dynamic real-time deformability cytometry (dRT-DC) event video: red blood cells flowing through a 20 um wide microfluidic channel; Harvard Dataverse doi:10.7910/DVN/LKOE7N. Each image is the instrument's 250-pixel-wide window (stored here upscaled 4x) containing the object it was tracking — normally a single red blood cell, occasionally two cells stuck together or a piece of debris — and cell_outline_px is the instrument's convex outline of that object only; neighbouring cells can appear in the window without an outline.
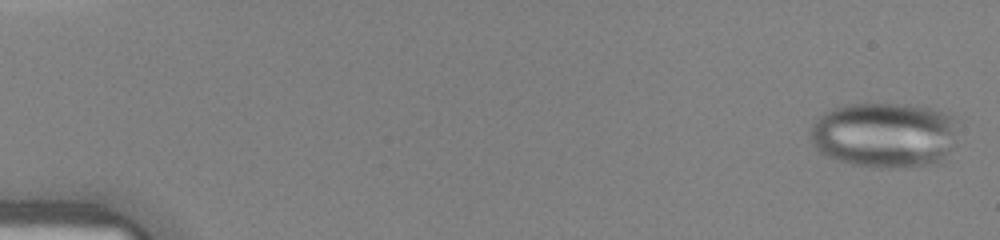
{"species": "human", "species_latin": "Homo sapiens", "temperature_condition": "warm", "stored_images_in_passage": 43, "camera_frame_rate_fps": 3000, "um_per_image_px": 0.085, "donor": {"sex": "female"}, "frame": {"image": 1, "passage_image": 1, "time_ms": 0.0, "image_size_px": [1000, 240], "cell_outline_px": [[960, 120], [956, 144], [940, 164], [896, 168], [872, 168], [852, 164], [836, 160], [820, 152], [812, 144], [808, 136], [812, 124], [816, 116], [836, 104], [908, 104], [936, 108], [948, 112], [956, 116]], "centroid_in_image_um": [75.24, 11.45], "position_along_channel_um": 9.8, "area_um2": 58.67}}
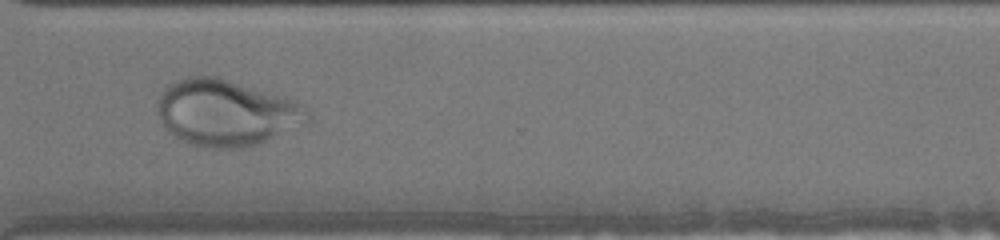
{"frame": {"image": 2, "passage_image": 33, "time_ms": 10.667, "image_size_px": [1000, 240], "cell_outline_px": [[312, 120], [308, 124], [256, 144], [240, 148], [216, 148], [192, 144], [176, 136], [160, 120], [156, 108], [156, 100], [160, 92], [168, 84], [176, 80], [188, 76], [216, 76], [292, 100], [312, 108]], "centroid_in_image_um": [19.27, 9.57], "position_along_channel_um": 351.3, "area_um2": 57.92}}
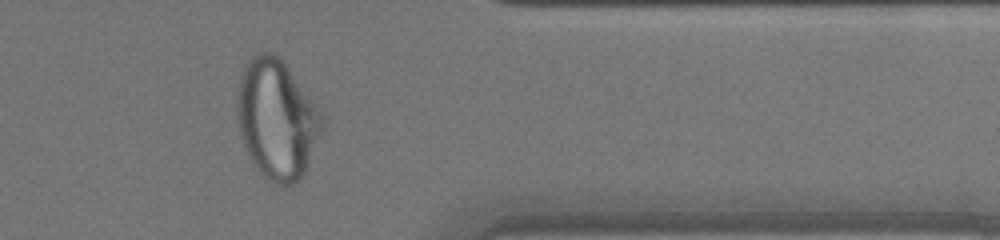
{"frame": {"image": 3, "passage_image": 36, "time_ms": 11.667, "image_size_px": [1000, 240], "cell_outline_px": [[324, 128], [304, 176], [296, 184], [276, 184], [264, 180], [244, 148], [240, 136], [236, 116], [236, 96], [244, 64], [256, 52], [272, 52], [280, 56], [316, 104], [324, 116]], "centroid_in_image_um": [23.53, 10.15], "position_along_channel_um": 387.9, "area_um2": 60.23}}